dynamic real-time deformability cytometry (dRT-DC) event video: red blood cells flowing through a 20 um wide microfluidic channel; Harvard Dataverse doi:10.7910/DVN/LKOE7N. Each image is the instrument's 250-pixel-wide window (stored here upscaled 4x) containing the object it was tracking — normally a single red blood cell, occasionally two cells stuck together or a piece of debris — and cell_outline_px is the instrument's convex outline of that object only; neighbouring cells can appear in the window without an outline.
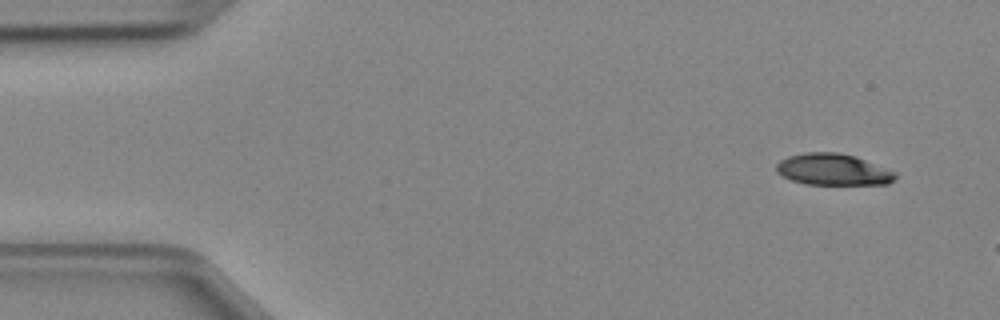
{"species": "Egyptian fruit bat (a non-hibernating species)", "species_latin": "Rousettus aegyptiacus", "temperature_condition": "cold", "stored_images_in_passage": 3, "camera_frame_rate_fps": 3000, "um_per_image_px": 0.085, "animal": {"sex": "female"}, "frame": {"image": 1, "passage_image": 1, "time_ms": 0.0, "image_size_px": [1000, 320], "cell_outline_px": [[896, 176], [888, 184], [804, 184], [792, 180], [776, 172], [776, 164], [780, 160], [788, 156], [804, 152], [840, 152], [856, 156], [896, 172]], "centroid_in_image_um": [70.79, 14.4], "position_along_channel_um": 14.2, "area_um2": 21.85}}